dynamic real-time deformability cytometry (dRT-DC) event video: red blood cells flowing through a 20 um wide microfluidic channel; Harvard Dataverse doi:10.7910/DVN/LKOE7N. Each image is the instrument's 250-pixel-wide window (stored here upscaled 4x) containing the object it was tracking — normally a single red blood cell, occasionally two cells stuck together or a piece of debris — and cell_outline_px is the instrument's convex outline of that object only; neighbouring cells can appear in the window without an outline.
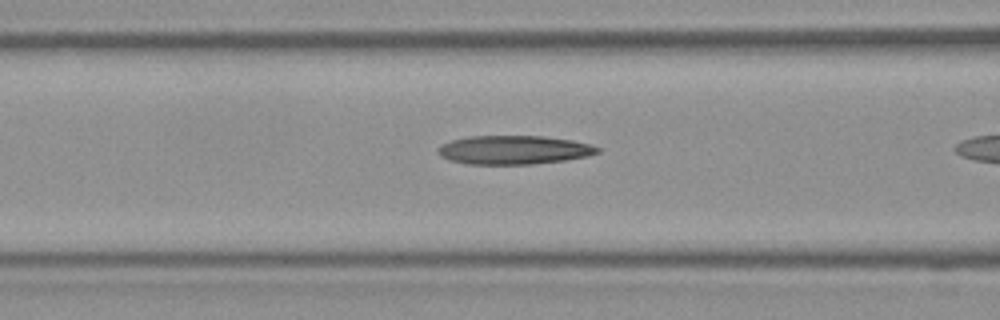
{"species": "Egyptian fruit bat (a non-hibernating species)", "species_latin": "Rousettus aegyptiacus", "temperature_condition": "room temperature", "stored_images_in_passage": 7, "camera_frame_rate_fps": 3000, "um_per_image_px": 0.085, "frame": {"image": 1, "passage_image": 5, "time_ms": 1.333, "image_size_px": [1000, 320], "cell_outline_px": [[600, 152], [588, 156], [564, 160], [532, 164], [468, 164], [448, 160], [440, 156], [436, 152], [436, 148], [440, 144], [452, 140], [468, 136], [544, 136], [572, 140], [592, 144], [600, 148]], "centroid_in_image_um": [43.65, 12.74], "position_along_channel_um": 123.0, "area_um2": 26.99}}